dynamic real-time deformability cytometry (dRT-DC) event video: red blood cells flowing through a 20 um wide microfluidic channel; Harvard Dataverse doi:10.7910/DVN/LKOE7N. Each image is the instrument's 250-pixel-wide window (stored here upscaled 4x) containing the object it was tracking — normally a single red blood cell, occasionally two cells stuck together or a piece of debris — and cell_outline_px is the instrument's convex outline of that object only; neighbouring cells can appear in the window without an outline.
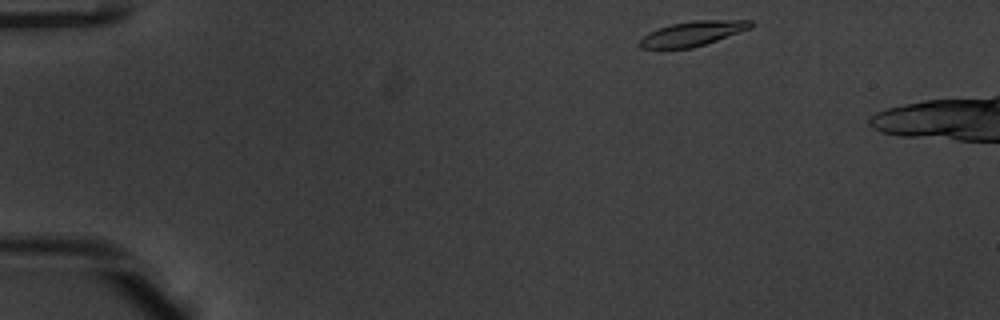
{"species": "common noctule bat (a hibernating species)", "species_latin": "Nyctalus noctula", "temperature_condition": "warm", "stored_images_in_passage": 44, "camera_frame_rate_fps": 3000, "um_per_image_px": 0.085, "animal": {"sex": "male", "body_mass_g": 20.1, "forearm_length_mm": 53.5}, "frame": {"image": 1, "passage_image": 2, "time_ms": 0.333, "image_size_px": [1000, 320], "cell_outline_px": [[752, 28], [692, 48], [640, 48], [636, 44], [648, 32], [672, 24], [692, 20], [752, 20]], "centroid_in_image_um": [58.86, 2.85], "position_along_channel_um": 26.1, "area_um2": 15.84}}
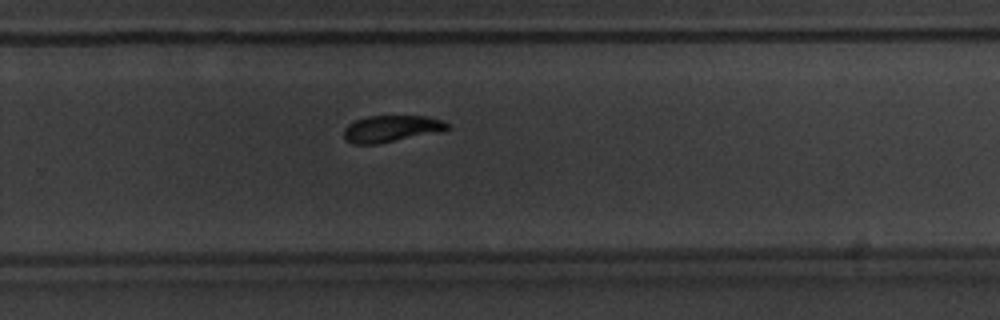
{"frame": {"image": 2, "passage_image": 30, "time_ms": 9.667, "image_size_px": [1000, 320], "cell_outline_px": [[448, 128], [440, 132], [376, 144], [352, 144], [344, 140], [344, 128], [348, 124], [356, 120], [368, 116], [428, 116], [444, 120], [448, 124]], "centroid_in_image_um": [33.25, 10.94], "position_along_channel_um": 296.6, "area_um2": 16.13}}
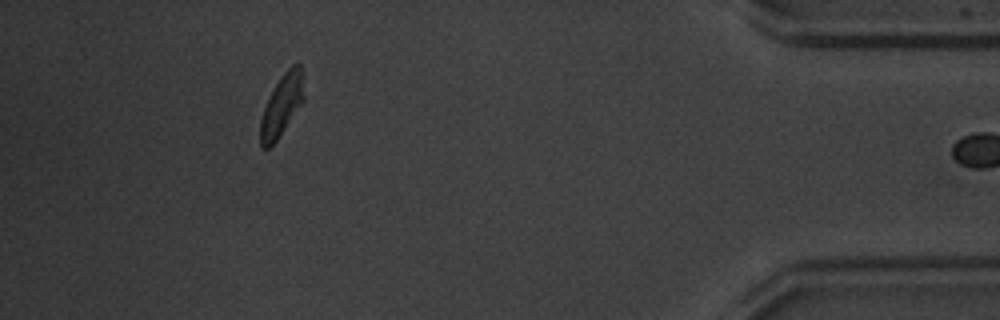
{"frame": {"image": 3, "passage_image": 43, "time_ms": 14.0, "image_size_px": [1000, 320], "cell_outline_px": [[304, 100], [276, 140], [268, 148], [264, 148], [260, 144], [260, 120], [264, 108], [280, 76], [292, 64], [300, 64], [304, 96]], "centroid_in_image_um": [23.94, 8.94], "position_along_channel_um": 411.3, "area_um2": 15.09}}